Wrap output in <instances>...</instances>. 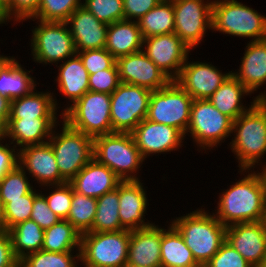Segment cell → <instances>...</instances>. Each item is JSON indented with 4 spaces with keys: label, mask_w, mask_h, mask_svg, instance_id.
Segmentation results:
<instances>
[{
    "label": "cell",
    "mask_w": 266,
    "mask_h": 267,
    "mask_svg": "<svg viewBox=\"0 0 266 267\" xmlns=\"http://www.w3.org/2000/svg\"><path fill=\"white\" fill-rule=\"evenodd\" d=\"M238 173L244 177H239L238 181L229 188L227 185V189L219 193L217 207L212 212L226 227L236 223L260 222L264 218L266 193L259 171L238 169Z\"/></svg>",
    "instance_id": "6da1fadb"
},
{
    "label": "cell",
    "mask_w": 266,
    "mask_h": 267,
    "mask_svg": "<svg viewBox=\"0 0 266 267\" xmlns=\"http://www.w3.org/2000/svg\"><path fill=\"white\" fill-rule=\"evenodd\" d=\"M229 150L236 156L239 170H258L266 155V103L257 101L233 121Z\"/></svg>",
    "instance_id": "7a4b0ae2"
},
{
    "label": "cell",
    "mask_w": 266,
    "mask_h": 267,
    "mask_svg": "<svg viewBox=\"0 0 266 267\" xmlns=\"http://www.w3.org/2000/svg\"><path fill=\"white\" fill-rule=\"evenodd\" d=\"M202 207L205 206L170 220L200 266H204L219 251L226 240L227 228L213 213Z\"/></svg>",
    "instance_id": "3957f363"
},
{
    "label": "cell",
    "mask_w": 266,
    "mask_h": 267,
    "mask_svg": "<svg viewBox=\"0 0 266 267\" xmlns=\"http://www.w3.org/2000/svg\"><path fill=\"white\" fill-rule=\"evenodd\" d=\"M211 21L212 31L227 36L266 39V15L237 0H213Z\"/></svg>",
    "instance_id": "277c9868"
},
{
    "label": "cell",
    "mask_w": 266,
    "mask_h": 267,
    "mask_svg": "<svg viewBox=\"0 0 266 267\" xmlns=\"http://www.w3.org/2000/svg\"><path fill=\"white\" fill-rule=\"evenodd\" d=\"M99 163L111 169L122 181L140 180L145 159L131 133L113 132L94 138V155Z\"/></svg>",
    "instance_id": "5b68a950"
},
{
    "label": "cell",
    "mask_w": 266,
    "mask_h": 267,
    "mask_svg": "<svg viewBox=\"0 0 266 267\" xmlns=\"http://www.w3.org/2000/svg\"><path fill=\"white\" fill-rule=\"evenodd\" d=\"M60 123L54 128L48 142L54 152L60 175L69 182L93 158L94 138L73 129L62 119ZM58 126L60 131H57Z\"/></svg>",
    "instance_id": "8992f818"
},
{
    "label": "cell",
    "mask_w": 266,
    "mask_h": 267,
    "mask_svg": "<svg viewBox=\"0 0 266 267\" xmlns=\"http://www.w3.org/2000/svg\"><path fill=\"white\" fill-rule=\"evenodd\" d=\"M232 125L233 120L219 112L209 100L196 99L192 101L189 126L184 136L192 137L197 151L203 153L205 150L206 153L232 137Z\"/></svg>",
    "instance_id": "52a82bcc"
},
{
    "label": "cell",
    "mask_w": 266,
    "mask_h": 267,
    "mask_svg": "<svg viewBox=\"0 0 266 267\" xmlns=\"http://www.w3.org/2000/svg\"><path fill=\"white\" fill-rule=\"evenodd\" d=\"M27 20L36 21V26H32L29 42L35 63L55 66L77 54L73 37L65 22L35 19L24 21Z\"/></svg>",
    "instance_id": "ba28073f"
},
{
    "label": "cell",
    "mask_w": 266,
    "mask_h": 267,
    "mask_svg": "<svg viewBox=\"0 0 266 267\" xmlns=\"http://www.w3.org/2000/svg\"><path fill=\"white\" fill-rule=\"evenodd\" d=\"M111 94L88 91L62 113L75 130L95 138L112 133Z\"/></svg>",
    "instance_id": "9c48e42d"
},
{
    "label": "cell",
    "mask_w": 266,
    "mask_h": 267,
    "mask_svg": "<svg viewBox=\"0 0 266 267\" xmlns=\"http://www.w3.org/2000/svg\"><path fill=\"white\" fill-rule=\"evenodd\" d=\"M130 230L81 234L80 262L84 267H122L128 260Z\"/></svg>",
    "instance_id": "30bf717a"
},
{
    "label": "cell",
    "mask_w": 266,
    "mask_h": 267,
    "mask_svg": "<svg viewBox=\"0 0 266 267\" xmlns=\"http://www.w3.org/2000/svg\"><path fill=\"white\" fill-rule=\"evenodd\" d=\"M193 98L174 80L151 92L146 119L179 129L184 135L189 126Z\"/></svg>",
    "instance_id": "8fae6325"
},
{
    "label": "cell",
    "mask_w": 266,
    "mask_h": 267,
    "mask_svg": "<svg viewBox=\"0 0 266 267\" xmlns=\"http://www.w3.org/2000/svg\"><path fill=\"white\" fill-rule=\"evenodd\" d=\"M151 90L120 83L111 94L112 133H131L147 117Z\"/></svg>",
    "instance_id": "7c38bea8"
},
{
    "label": "cell",
    "mask_w": 266,
    "mask_h": 267,
    "mask_svg": "<svg viewBox=\"0 0 266 267\" xmlns=\"http://www.w3.org/2000/svg\"><path fill=\"white\" fill-rule=\"evenodd\" d=\"M174 33L191 48H197L207 30H212V0H172Z\"/></svg>",
    "instance_id": "4fadbf2b"
},
{
    "label": "cell",
    "mask_w": 266,
    "mask_h": 267,
    "mask_svg": "<svg viewBox=\"0 0 266 267\" xmlns=\"http://www.w3.org/2000/svg\"><path fill=\"white\" fill-rule=\"evenodd\" d=\"M142 51L171 80H175L192 51L175 33L143 39Z\"/></svg>",
    "instance_id": "5bb4252c"
},
{
    "label": "cell",
    "mask_w": 266,
    "mask_h": 267,
    "mask_svg": "<svg viewBox=\"0 0 266 267\" xmlns=\"http://www.w3.org/2000/svg\"><path fill=\"white\" fill-rule=\"evenodd\" d=\"M137 148L146 160L152 155L167 154L183 147L185 136L177 128L142 120L131 132ZM158 154V155H157Z\"/></svg>",
    "instance_id": "9a60e30c"
},
{
    "label": "cell",
    "mask_w": 266,
    "mask_h": 267,
    "mask_svg": "<svg viewBox=\"0 0 266 267\" xmlns=\"http://www.w3.org/2000/svg\"><path fill=\"white\" fill-rule=\"evenodd\" d=\"M182 66L179 76L174 80L192 98L208 100L212 94L228 79L232 70L227 73L219 70L212 62L188 61Z\"/></svg>",
    "instance_id": "2e32d148"
},
{
    "label": "cell",
    "mask_w": 266,
    "mask_h": 267,
    "mask_svg": "<svg viewBox=\"0 0 266 267\" xmlns=\"http://www.w3.org/2000/svg\"><path fill=\"white\" fill-rule=\"evenodd\" d=\"M18 165L27 172L39 188L67 182L61 175L49 142L29 145L19 150ZM33 178V179H32Z\"/></svg>",
    "instance_id": "e0dca14e"
},
{
    "label": "cell",
    "mask_w": 266,
    "mask_h": 267,
    "mask_svg": "<svg viewBox=\"0 0 266 267\" xmlns=\"http://www.w3.org/2000/svg\"><path fill=\"white\" fill-rule=\"evenodd\" d=\"M116 64L121 83L155 91L171 81L143 51L120 57L116 60Z\"/></svg>",
    "instance_id": "ac0fdd59"
},
{
    "label": "cell",
    "mask_w": 266,
    "mask_h": 267,
    "mask_svg": "<svg viewBox=\"0 0 266 267\" xmlns=\"http://www.w3.org/2000/svg\"><path fill=\"white\" fill-rule=\"evenodd\" d=\"M226 241L253 267H258L266 258V226L263 221L228 226Z\"/></svg>",
    "instance_id": "d6986e66"
},
{
    "label": "cell",
    "mask_w": 266,
    "mask_h": 267,
    "mask_svg": "<svg viewBox=\"0 0 266 267\" xmlns=\"http://www.w3.org/2000/svg\"><path fill=\"white\" fill-rule=\"evenodd\" d=\"M144 184L141 180H128L119 183L118 213L121 225L126 230H137L150 227L153 224L145 217L148 215L146 212L150 204Z\"/></svg>",
    "instance_id": "ffe728a7"
},
{
    "label": "cell",
    "mask_w": 266,
    "mask_h": 267,
    "mask_svg": "<svg viewBox=\"0 0 266 267\" xmlns=\"http://www.w3.org/2000/svg\"><path fill=\"white\" fill-rule=\"evenodd\" d=\"M65 23L73 37L77 52L105 48L108 25L99 21L84 7L77 8Z\"/></svg>",
    "instance_id": "44dd1931"
},
{
    "label": "cell",
    "mask_w": 266,
    "mask_h": 267,
    "mask_svg": "<svg viewBox=\"0 0 266 267\" xmlns=\"http://www.w3.org/2000/svg\"><path fill=\"white\" fill-rule=\"evenodd\" d=\"M58 118L9 119L3 138L18 150L29 145L48 142Z\"/></svg>",
    "instance_id": "7402d4cb"
},
{
    "label": "cell",
    "mask_w": 266,
    "mask_h": 267,
    "mask_svg": "<svg viewBox=\"0 0 266 267\" xmlns=\"http://www.w3.org/2000/svg\"><path fill=\"white\" fill-rule=\"evenodd\" d=\"M121 181L111 169L92 158L69 182L76 192L99 198L115 190Z\"/></svg>",
    "instance_id": "603a6c76"
},
{
    "label": "cell",
    "mask_w": 266,
    "mask_h": 267,
    "mask_svg": "<svg viewBox=\"0 0 266 267\" xmlns=\"http://www.w3.org/2000/svg\"><path fill=\"white\" fill-rule=\"evenodd\" d=\"M161 227L155 222L150 227L130 231L128 260L143 267H161Z\"/></svg>",
    "instance_id": "cb8c5ba5"
},
{
    "label": "cell",
    "mask_w": 266,
    "mask_h": 267,
    "mask_svg": "<svg viewBox=\"0 0 266 267\" xmlns=\"http://www.w3.org/2000/svg\"><path fill=\"white\" fill-rule=\"evenodd\" d=\"M244 50L239 69L232 70V75L254 95L266 85V39L248 41Z\"/></svg>",
    "instance_id": "d4e9b609"
},
{
    "label": "cell",
    "mask_w": 266,
    "mask_h": 267,
    "mask_svg": "<svg viewBox=\"0 0 266 267\" xmlns=\"http://www.w3.org/2000/svg\"><path fill=\"white\" fill-rule=\"evenodd\" d=\"M54 94L56 93H51L48 89L39 92L35 88L27 95L11 100L9 119L58 118V116L62 118L64 108L61 107V103L59 105Z\"/></svg>",
    "instance_id": "484cf974"
},
{
    "label": "cell",
    "mask_w": 266,
    "mask_h": 267,
    "mask_svg": "<svg viewBox=\"0 0 266 267\" xmlns=\"http://www.w3.org/2000/svg\"><path fill=\"white\" fill-rule=\"evenodd\" d=\"M55 67L58 68V75L54 80L58 84L56 85L58 87L57 90H59L64 99L69 100L66 104L67 106H64L65 111L89 91V73L77 54Z\"/></svg>",
    "instance_id": "4316f807"
},
{
    "label": "cell",
    "mask_w": 266,
    "mask_h": 267,
    "mask_svg": "<svg viewBox=\"0 0 266 267\" xmlns=\"http://www.w3.org/2000/svg\"><path fill=\"white\" fill-rule=\"evenodd\" d=\"M23 66L15 56H7L0 63V95L13 100L31 93L39 85L31 75L33 70Z\"/></svg>",
    "instance_id": "83f0119b"
},
{
    "label": "cell",
    "mask_w": 266,
    "mask_h": 267,
    "mask_svg": "<svg viewBox=\"0 0 266 267\" xmlns=\"http://www.w3.org/2000/svg\"><path fill=\"white\" fill-rule=\"evenodd\" d=\"M143 39L137 21H116L108 25L105 49L117 60L142 51Z\"/></svg>",
    "instance_id": "f1b7e54d"
},
{
    "label": "cell",
    "mask_w": 266,
    "mask_h": 267,
    "mask_svg": "<svg viewBox=\"0 0 266 267\" xmlns=\"http://www.w3.org/2000/svg\"><path fill=\"white\" fill-rule=\"evenodd\" d=\"M252 93L239 82L232 74L208 99L221 113L230 117L233 121L241 114L247 112L258 100L253 96L250 105L244 104V96H252ZM244 104V105H243Z\"/></svg>",
    "instance_id": "f546056e"
},
{
    "label": "cell",
    "mask_w": 266,
    "mask_h": 267,
    "mask_svg": "<svg viewBox=\"0 0 266 267\" xmlns=\"http://www.w3.org/2000/svg\"><path fill=\"white\" fill-rule=\"evenodd\" d=\"M161 267H199L178 230L169 222L161 227Z\"/></svg>",
    "instance_id": "4dcf8cb0"
},
{
    "label": "cell",
    "mask_w": 266,
    "mask_h": 267,
    "mask_svg": "<svg viewBox=\"0 0 266 267\" xmlns=\"http://www.w3.org/2000/svg\"><path fill=\"white\" fill-rule=\"evenodd\" d=\"M15 256L21 260L29 253L42 250L44 230L33 220L21 222L8 230Z\"/></svg>",
    "instance_id": "1f68e13d"
},
{
    "label": "cell",
    "mask_w": 266,
    "mask_h": 267,
    "mask_svg": "<svg viewBox=\"0 0 266 267\" xmlns=\"http://www.w3.org/2000/svg\"><path fill=\"white\" fill-rule=\"evenodd\" d=\"M143 38L174 33V9L172 0H162L138 21Z\"/></svg>",
    "instance_id": "d6a6232c"
},
{
    "label": "cell",
    "mask_w": 266,
    "mask_h": 267,
    "mask_svg": "<svg viewBox=\"0 0 266 267\" xmlns=\"http://www.w3.org/2000/svg\"><path fill=\"white\" fill-rule=\"evenodd\" d=\"M81 233L67 220L61 219L44 230L42 250L48 252L80 251Z\"/></svg>",
    "instance_id": "836d02e7"
},
{
    "label": "cell",
    "mask_w": 266,
    "mask_h": 267,
    "mask_svg": "<svg viewBox=\"0 0 266 267\" xmlns=\"http://www.w3.org/2000/svg\"><path fill=\"white\" fill-rule=\"evenodd\" d=\"M119 184L111 192L97 198L96 216L89 232L124 230L119 217Z\"/></svg>",
    "instance_id": "e575fe53"
},
{
    "label": "cell",
    "mask_w": 266,
    "mask_h": 267,
    "mask_svg": "<svg viewBox=\"0 0 266 267\" xmlns=\"http://www.w3.org/2000/svg\"><path fill=\"white\" fill-rule=\"evenodd\" d=\"M97 198L78 193L72 186V202L67 221L81 234L89 232L96 216Z\"/></svg>",
    "instance_id": "d590c367"
},
{
    "label": "cell",
    "mask_w": 266,
    "mask_h": 267,
    "mask_svg": "<svg viewBox=\"0 0 266 267\" xmlns=\"http://www.w3.org/2000/svg\"><path fill=\"white\" fill-rule=\"evenodd\" d=\"M76 253V254H74ZM22 267H77L81 266L80 251L48 252L39 250L21 260Z\"/></svg>",
    "instance_id": "8d00e7d4"
},
{
    "label": "cell",
    "mask_w": 266,
    "mask_h": 267,
    "mask_svg": "<svg viewBox=\"0 0 266 267\" xmlns=\"http://www.w3.org/2000/svg\"><path fill=\"white\" fill-rule=\"evenodd\" d=\"M26 172L17 165L14 169L6 173L0 181V198L3 205L9 202V199H17L30 193L34 188Z\"/></svg>",
    "instance_id": "74e56055"
},
{
    "label": "cell",
    "mask_w": 266,
    "mask_h": 267,
    "mask_svg": "<svg viewBox=\"0 0 266 267\" xmlns=\"http://www.w3.org/2000/svg\"><path fill=\"white\" fill-rule=\"evenodd\" d=\"M80 6L82 0H40L37 12L29 19L65 22Z\"/></svg>",
    "instance_id": "f35d334b"
},
{
    "label": "cell",
    "mask_w": 266,
    "mask_h": 267,
    "mask_svg": "<svg viewBox=\"0 0 266 267\" xmlns=\"http://www.w3.org/2000/svg\"><path fill=\"white\" fill-rule=\"evenodd\" d=\"M52 190V192L40 191V193L45 197L48 207L57 215L60 219H67L69 215L71 202H72V185L70 182H65L62 184L45 185L41 187V190Z\"/></svg>",
    "instance_id": "ab89813d"
},
{
    "label": "cell",
    "mask_w": 266,
    "mask_h": 267,
    "mask_svg": "<svg viewBox=\"0 0 266 267\" xmlns=\"http://www.w3.org/2000/svg\"><path fill=\"white\" fill-rule=\"evenodd\" d=\"M33 189L30 193L17 199H9L4 205V218L7 231L13 226L30 219L34 198L40 193Z\"/></svg>",
    "instance_id": "60d3db41"
},
{
    "label": "cell",
    "mask_w": 266,
    "mask_h": 267,
    "mask_svg": "<svg viewBox=\"0 0 266 267\" xmlns=\"http://www.w3.org/2000/svg\"><path fill=\"white\" fill-rule=\"evenodd\" d=\"M82 7L107 25L124 20L123 0H83Z\"/></svg>",
    "instance_id": "b9f144b4"
},
{
    "label": "cell",
    "mask_w": 266,
    "mask_h": 267,
    "mask_svg": "<svg viewBox=\"0 0 266 267\" xmlns=\"http://www.w3.org/2000/svg\"><path fill=\"white\" fill-rule=\"evenodd\" d=\"M77 55L82 60L83 66L89 75L110 69L116 63V59L105 48L84 50L77 52Z\"/></svg>",
    "instance_id": "7bdbcfd3"
},
{
    "label": "cell",
    "mask_w": 266,
    "mask_h": 267,
    "mask_svg": "<svg viewBox=\"0 0 266 267\" xmlns=\"http://www.w3.org/2000/svg\"><path fill=\"white\" fill-rule=\"evenodd\" d=\"M120 83L119 71L116 63L110 69H105L89 75V90L93 92L112 94Z\"/></svg>",
    "instance_id": "ee69618b"
},
{
    "label": "cell",
    "mask_w": 266,
    "mask_h": 267,
    "mask_svg": "<svg viewBox=\"0 0 266 267\" xmlns=\"http://www.w3.org/2000/svg\"><path fill=\"white\" fill-rule=\"evenodd\" d=\"M204 267H253L226 240Z\"/></svg>",
    "instance_id": "f6af8a7d"
},
{
    "label": "cell",
    "mask_w": 266,
    "mask_h": 267,
    "mask_svg": "<svg viewBox=\"0 0 266 267\" xmlns=\"http://www.w3.org/2000/svg\"><path fill=\"white\" fill-rule=\"evenodd\" d=\"M30 219L36 222L43 230L50 228L61 220L48 207L47 201L41 193L34 198Z\"/></svg>",
    "instance_id": "bcb514c9"
},
{
    "label": "cell",
    "mask_w": 266,
    "mask_h": 267,
    "mask_svg": "<svg viewBox=\"0 0 266 267\" xmlns=\"http://www.w3.org/2000/svg\"><path fill=\"white\" fill-rule=\"evenodd\" d=\"M18 161L19 150L11 142L7 143L4 138L0 139V181L6 173L18 165Z\"/></svg>",
    "instance_id": "7dc6e473"
},
{
    "label": "cell",
    "mask_w": 266,
    "mask_h": 267,
    "mask_svg": "<svg viewBox=\"0 0 266 267\" xmlns=\"http://www.w3.org/2000/svg\"><path fill=\"white\" fill-rule=\"evenodd\" d=\"M162 0H123L124 19L138 21Z\"/></svg>",
    "instance_id": "c3c4849f"
},
{
    "label": "cell",
    "mask_w": 266,
    "mask_h": 267,
    "mask_svg": "<svg viewBox=\"0 0 266 267\" xmlns=\"http://www.w3.org/2000/svg\"><path fill=\"white\" fill-rule=\"evenodd\" d=\"M40 0H13L12 21L14 25L31 18L39 8Z\"/></svg>",
    "instance_id": "681fc988"
},
{
    "label": "cell",
    "mask_w": 266,
    "mask_h": 267,
    "mask_svg": "<svg viewBox=\"0 0 266 267\" xmlns=\"http://www.w3.org/2000/svg\"><path fill=\"white\" fill-rule=\"evenodd\" d=\"M18 260L13 252L9 232H0V267L13 266Z\"/></svg>",
    "instance_id": "f907efd6"
},
{
    "label": "cell",
    "mask_w": 266,
    "mask_h": 267,
    "mask_svg": "<svg viewBox=\"0 0 266 267\" xmlns=\"http://www.w3.org/2000/svg\"><path fill=\"white\" fill-rule=\"evenodd\" d=\"M11 100L0 95V121L6 126L10 116Z\"/></svg>",
    "instance_id": "816d5d0a"
},
{
    "label": "cell",
    "mask_w": 266,
    "mask_h": 267,
    "mask_svg": "<svg viewBox=\"0 0 266 267\" xmlns=\"http://www.w3.org/2000/svg\"><path fill=\"white\" fill-rule=\"evenodd\" d=\"M12 4L13 0H0V8L6 14L10 22H12Z\"/></svg>",
    "instance_id": "f5cc1de1"
},
{
    "label": "cell",
    "mask_w": 266,
    "mask_h": 267,
    "mask_svg": "<svg viewBox=\"0 0 266 267\" xmlns=\"http://www.w3.org/2000/svg\"><path fill=\"white\" fill-rule=\"evenodd\" d=\"M7 231L6 222L4 218V205L0 198V232Z\"/></svg>",
    "instance_id": "db71d44e"
},
{
    "label": "cell",
    "mask_w": 266,
    "mask_h": 267,
    "mask_svg": "<svg viewBox=\"0 0 266 267\" xmlns=\"http://www.w3.org/2000/svg\"><path fill=\"white\" fill-rule=\"evenodd\" d=\"M260 168H259V170H260L259 174L261 175V178L263 180L264 187H265V193H266V162L263 163V165H261Z\"/></svg>",
    "instance_id": "11a10c76"
},
{
    "label": "cell",
    "mask_w": 266,
    "mask_h": 267,
    "mask_svg": "<svg viewBox=\"0 0 266 267\" xmlns=\"http://www.w3.org/2000/svg\"><path fill=\"white\" fill-rule=\"evenodd\" d=\"M10 22V20L7 18L6 14L2 11V9L0 8V26L3 24L6 25V23L8 24Z\"/></svg>",
    "instance_id": "9f6ffc18"
},
{
    "label": "cell",
    "mask_w": 266,
    "mask_h": 267,
    "mask_svg": "<svg viewBox=\"0 0 266 267\" xmlns=\"http://www.w3.org/2000/svg\"><path fill=\"white\" fill-rule=\"evenodd\" d=\"M256 98L259 102L266 103V91L265 90L263 92L261 91V93L259 91V94H257Z\"/></svg>",
    "instance_id": "6f0895ef"
},
{
    "label": "cell",
    "mask_w": 266,
    "mask_h": 267,
    "mask_svg": "<svg viewBox=\"0 0 266 267\" xmlns=\"http://www.w3.org/2000/svg\"><path fill=\"white\" fill-rule=\"evenodd\" d=\"M6 126L0 121V139L3 138Z\"/></svg>",
    "instance_id": "680465c9"
},
{
    "label": "cell",
    "mask_w": 266,
    "mask_h": 267,
    "mask_svg": "<svg viewBox=\"0 0 266 267\" xmlns=\"http://www.w3.org/2000/svg\"><path fill=\"white\" fill-rule=\"evenodd\" d=\"M122 267H143V266H138V265L130 264V263L127 262Z\"/></svg>",
    "instance_id": "91938a15"
},
{
    "label": "cell",
    "mask_w": 266,
    "mask_h": 267,
    "mask_svg": "<svg viewBox=\"0 0 266 267\" xmlns=\"http://www.w3.org/2000/svg\"><path fill=\"white\" fill-rule=\"evenodd\" d=\"M263 223H264V225L266 226V200H265V210H264Z\"/></svg>",
    "instance_id": "94428289"
},
{
    "label": "cell",
    "mask_w": 266,
    "mask_h": 267,
    "mask_svg": "<svg viewBox=\"0 0 266 267\" xmlns=\"http://www.w3.org/2000/svg\"><path fill=\"white\" fill-rule=\"evenodd\" d=\"M10 267H22L21 261L18 260L13 266Z\"/></svg>",
    "instance_id": "6125c7cd"
},
{
    "label": "cell",
    "mask_w": 266,
    "mask_h": 267,
    "mask_svg": "<svg viewBox=\"0 0 266 267\" xmlns=\"http://www.w3.org/2000/svg\"><path fill=\"white\" fill-rule=\"evenodd\" d=\"M258 267H266V258L263 260V262Z\"/></svg>",
    "instance_id": "be15d7a7"
},
{
    "label": "cell",
    "mask_w": 266,
    "mask_h": 267,
    "mask_svg": "<svg viewBox=\"0 0 266 267\" xmlns=\"http://www.w3.org/2000/svg\"><path fill=\"white\" fill-rule=\"evenodd\" d=\"M7 57V55L0 54V63Z\"/></svg>",
    "instance_id": "e7e4bbea"
}]
</instances>
